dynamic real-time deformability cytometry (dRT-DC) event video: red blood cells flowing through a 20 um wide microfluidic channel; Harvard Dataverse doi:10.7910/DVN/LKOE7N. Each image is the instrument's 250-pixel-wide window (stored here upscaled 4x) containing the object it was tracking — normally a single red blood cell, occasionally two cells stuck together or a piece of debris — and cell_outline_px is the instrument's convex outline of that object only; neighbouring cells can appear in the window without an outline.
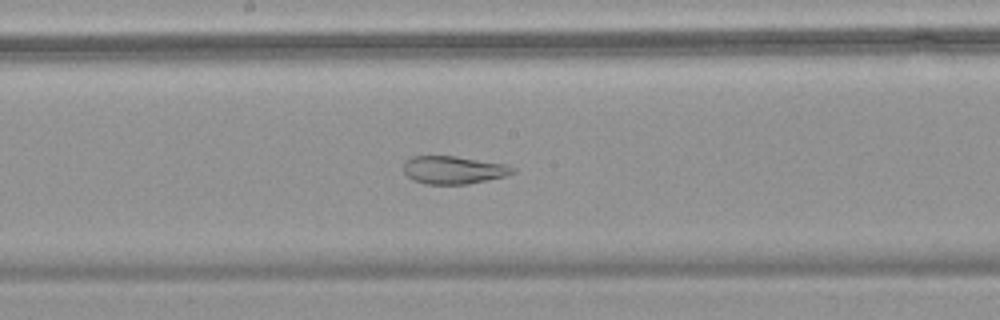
{"species": "common noctule bat (a hibernating species)", "species_latin": "Nyctalus noctula", "temperature_condition": "warm", "stored_images_in_passage": 67, "camera_frame_rate_fps": 3000, "um_per_image_px": 0.085, "animal": {"sex": "female", "body_mass_g": 18.4}, "frame": {"image": 1, "passage_image": 37, "time_ms": 12.0, "image_size_px": [1000, 320], "cell_outline_px": [[516, 172], [504, 176], [488, 180], [468, 184], [424, 184], [412, 180], [404, 172], [404, 160], [412, 156], [456, 156], [508, 164], [516, 168]], "centroid_in_image_um": [38.56, 14.44], "position_along_channel_um": 209.6, "area_um2": 17.98}}
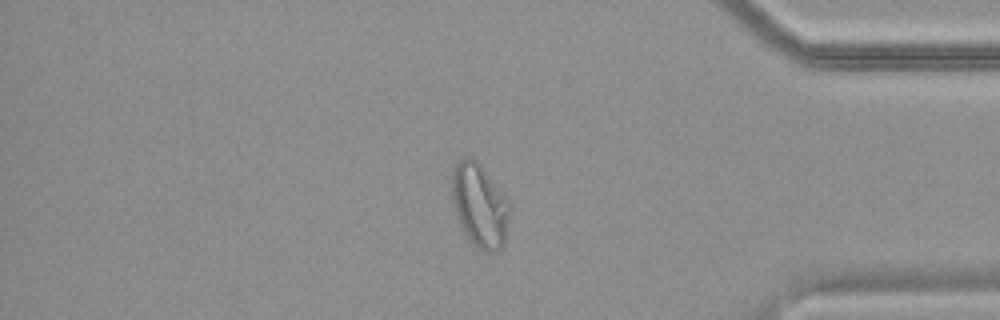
{"frame": {"image": 2, "passage_image": 57, "time_ms": 18.667, "image_size_px": [1000, 320], "cell_outline_px": [[508, 220], [504, 244], [500, 248], [492, 252], [484, 252], [476, 248], [464, 236], [460, 228], [452, 204], [448, 184], [452, 168], [460, 156], [472, 156], [480, 164], [504, 196], [508, 204]], "centroid_in_image_um": [40.65, 17.43], "position_along_channel_um": 394.5, "area_um2": 28.84}}
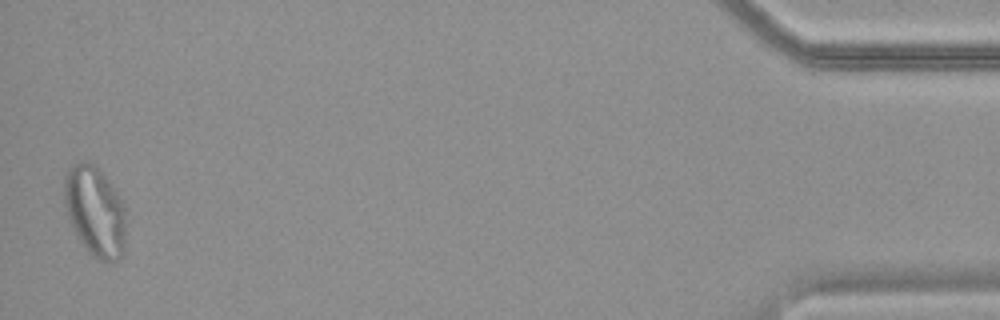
{"frame": {"image": 3, "passage_image": 66, "time_ms": 21.667, "image_size_px": [1000, 320], "cell_outline_px": [[124, 252], [120, 260], [108, 264], [96, 260], [88, 252], [80, 240], [68, 216], [64, 204], [64, 176], [68, 168], [72, 164], [80, 160], [88, 160], [104, 176], [116, 192], [124, 204]], "centroid_in_image_um": [8.07, 17.99], "position_along_channel_um": 427.1, "area_um2": 32.48}}